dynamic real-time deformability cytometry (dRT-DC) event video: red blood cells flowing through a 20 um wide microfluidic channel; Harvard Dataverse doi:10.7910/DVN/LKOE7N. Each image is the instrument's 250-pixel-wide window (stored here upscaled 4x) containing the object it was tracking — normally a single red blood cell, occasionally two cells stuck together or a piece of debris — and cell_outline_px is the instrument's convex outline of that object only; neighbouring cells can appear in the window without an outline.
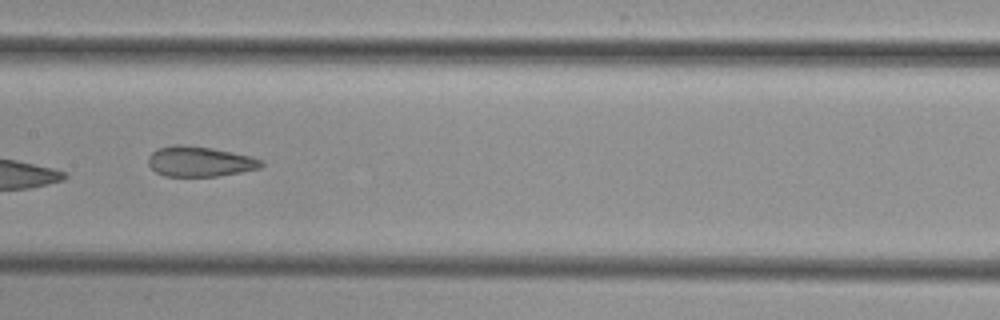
{"species": "common noctule bat (a hibernating species)", "species_latin": "Nyctalus noctula", "temperature_condition": "cold", "stored_images_in_passage": 11, "camera_frame_rate_fps": 3000, "um_per_image_px": 0.085, "animal": {"sex": "female", "body_mass_g": 29.2, "forearm_length_mm": 56.3}, "frame": {"image": 1, "passage_image": 8, "time_ms": 10.0, "image_size_px": [1000, 320], "cell_outline_px": [[264, 164], [260, 168], [240, 172], [216, 176], [164, 176], [156, 172], [148, 164], [148, 156], [152, 152], [160, 148], [172, 144], [180, 144], [212, 148], [252, 156], [264, 160]], "centroid_in_image_um": [16.99, 13.72], "position_along_channel_um": 190.4, "area_um2": 19.94}}
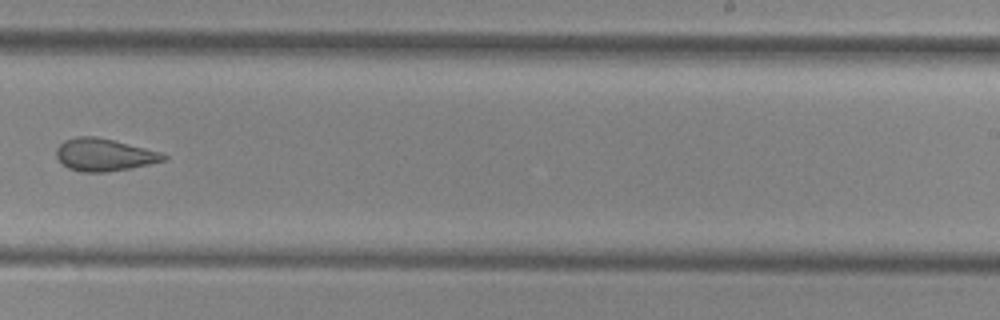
{"frame": {"image": 2, "passage_image": 10, "time_ms": 12.333, "image_size_px": [1000, 320], "cell_outline_px": [[168, 156], [164, 160], [132, 168], [108, 172], [80, 172], [68, 168], [56, 156], [56, 148], [64, 140], [76, 136], [96, 136], [160, 152]], "centroid_in_image_um": [8.81, 13.16], "position_along_channel_um": 280.2, "area_um2": 20.11}}